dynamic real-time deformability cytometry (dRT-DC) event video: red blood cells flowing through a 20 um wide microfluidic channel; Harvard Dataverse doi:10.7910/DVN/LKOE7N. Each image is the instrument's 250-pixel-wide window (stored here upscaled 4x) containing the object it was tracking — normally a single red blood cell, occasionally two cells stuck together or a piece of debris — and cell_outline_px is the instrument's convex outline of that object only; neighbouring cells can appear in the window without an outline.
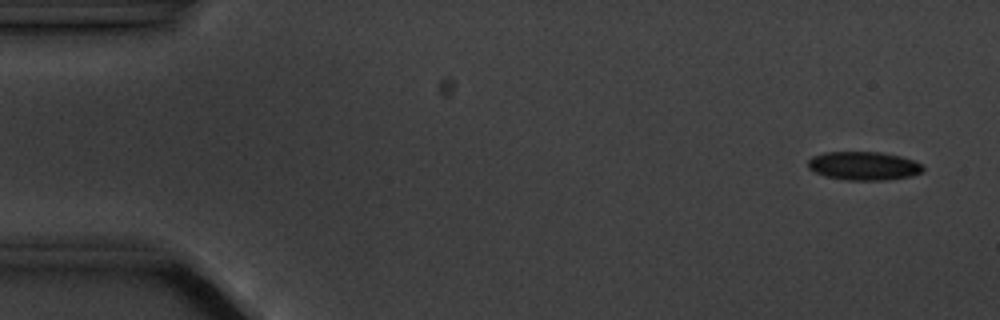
{"species": "common noctule bat (a hibernating species)", "species_latin": "Nyctalus noctula", "temperature_condition": "cold", "stored_images_in_passage": 4, "camera_frame_rate_fps": 3000, "um_per_image_px": 0.085, "animal": {"sex": "male", "body_mass_g": 20.1, "forearm_length_mm": 53.5}, "frame": {"image": 1, "passage_image": 1, "time_ms": 0.0, "image_size_px": [1000, 320], "cell_outline_px": [[924, 168], [920, 172], [908, 176], [884, 180], [844, 180], [824, 176], [808, 168], [808, 160], [812, 156], [824, 152], [880, 152], [900, 156], [912, 160], [920, 164]], "centroid_in_image_um": [73.35, 14.09], "position_along_channel_um": 11.7, "area_um2": 18.96}}
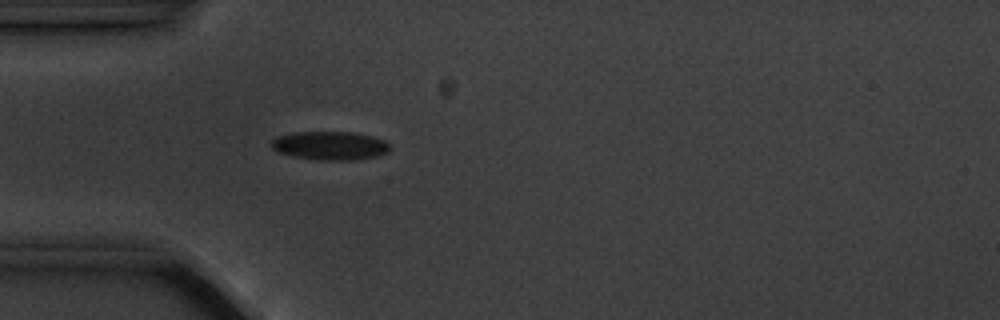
{"frame": {"image": 2, "passage_image": 4, "time_ms": 4.333, "image_size_px": [1000, 320], "cell_outline_px": [[392, 148], [388, 152], [376, 156], [356, 160], [320, 160], [296, 156], [276, 152], [272, 148], [272, 140], [276, 136], [292, 132], [352, 132], [372, 136], [384, 140]], "centroid_in_image_um": [28.06, 12.37], "position_along_channel_um": 56.9, "area_um2": 19.77}}